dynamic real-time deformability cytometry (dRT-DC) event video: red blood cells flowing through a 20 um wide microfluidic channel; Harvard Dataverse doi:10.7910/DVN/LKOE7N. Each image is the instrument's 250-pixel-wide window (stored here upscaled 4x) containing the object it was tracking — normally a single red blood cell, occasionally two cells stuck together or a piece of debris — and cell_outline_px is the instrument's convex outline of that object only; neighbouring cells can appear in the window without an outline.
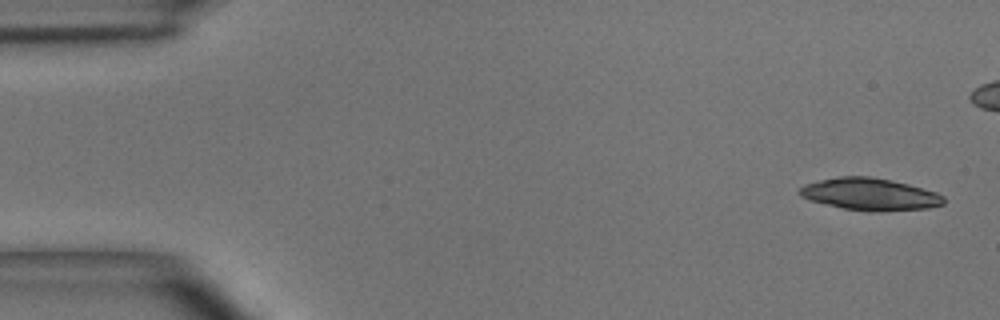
{"species": "common noctule bat (a hibernating species)", "species_latin": "Nyctalus noctula", "temperature_condition": "room temperature", "stored_images_in_passage": 5, "camera_frame_rate_fps": 3000, "um_per_image_px": 0.085, "animal": {"sex": "male", "body_mass_g": 15.6}, "frame": {"image": 1, "passage_image": 1, "time_ms": 0.0, "image_size_px": [1000, 320], "cell_outline_px": [[944, 204], [928, 208], [872, 212], [868, 212], [844, 208], [812, 200], [800, 196], [796, 192], [804, 184], [820, 180], [840, 176], [868, 176], [908, 184], [936, 192], [944, 196]], "centroid_in_image_um": [73.94, 16.51], "position_along_channel_um": 11.1, "area_um2": 26.76}}